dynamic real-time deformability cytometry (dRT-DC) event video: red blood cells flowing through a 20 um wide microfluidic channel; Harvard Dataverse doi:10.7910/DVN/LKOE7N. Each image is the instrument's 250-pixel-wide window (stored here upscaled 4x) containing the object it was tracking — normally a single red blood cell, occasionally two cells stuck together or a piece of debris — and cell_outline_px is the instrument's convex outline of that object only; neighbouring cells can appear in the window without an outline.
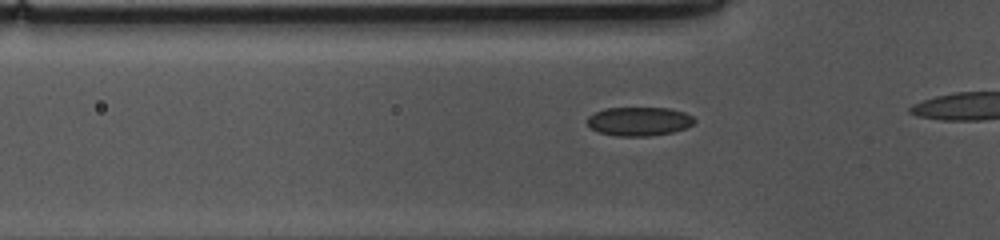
{"species": "common noctule bat (a hibernating species)", "species_latin": "Nyctalus noctula", "temperature_condition": "cold", "stored_images_in_passage": 10, "camera_frame_rate_fps": 3000, "um_per_image_px": 0.085, "animal": {"sex": "female", "body_mass_g": 10.0, "forearm_length_mm": 53.1}, "frame": {"image": 1, "passage_image": 7, "time_ms": 2.0, "image_size_px": [1000, 240], "cell_outline_px": [[696, 120], [692, 124], [684, 128], [672, 132], [648, 136], [616, 136], [600, 132], [592, 128], [588, 124], [588, 116], [604, 108], [668, 108], [684, 112], [692, 116]], "centroid_in_image_um": [54.32, 10.31], "position_along_channel_um": 71.5, "area_um2": 17.8}}